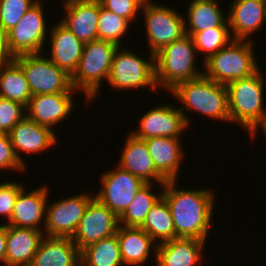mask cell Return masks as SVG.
<instances>
[{"label": "cell", "mask_w": 266, "mask_h": 266, "mask_svg": "<svg viewBox=\"0 0 266 266\" xmlns=\"http://www.w3.org/2000/svg\"><path fill=\"white\" fill-rule=\"evenodd\" d=\"M44 232L7 225L6 266H30L44 237Z\"/></svg>", "instance_id": "23"}, {"label": "cell", "mask_w": 266, "mask_h": 266, "mask_svg": "<svg viewBox=\"0 0 266 266\" xmlns=\"http://www.w3.org/2000/svg\"><path fill=\"white\" fill-rule=\"evenodd\" d=\"M189 3L187 20L186 18L184 20L186 35L192 36L194 33L221 27L228 20V16L219 7L218 0H199Z\"/></svg>", "instance_id": "27"}, {"label": "cell", "mask_w": 266, "mask_h": 266, "mask_svg": "<svg viewBox=\"0 0 266 266\" xmlns=\"http://www.w3.org/2000/svg\"><path fill=\"white\" fill-rule=\"evenodd\" d=\"M26 187L22 182L6 181L0 183V216L7 219V223L13 212L14 204L19 192Z\"/></svg>", "instance_id": "36"}, {"label": "cell", "mask_w": 266, "mask_h": 266, "mask_svg": "<svg viewBox=\"0 0 266 266\" xmlns=\"http://www.w3.org/2000/svg\"><path fill=\"white\" fill-rule=\"evenodd\" d=\"M15 57L8 47L7 32L0 26V67L13 61Z\"/></svg>", "instance_id": "39"}, {"label": "cell", "mask_w": 266, "mask_h": 266, "mask_svg": "<svg viewBox=\"0 0 266 266\" xmlns=\"http://www.w3.org/2000/svg\"><path fill=\"white\" fill-rule=\"evenodd\" d=\"M148 60L139 57L129 49L119 46L112 57L111 71L108 83L114 90H130L150 87L157 89L155 81L154 54L148 55Z\"/></svg>", "instance_id": "7"}, {"label": "cell", "mask_w": 266, "mask_h": 266, "mask_svg": "<svg viewBox=\"0 0 266 266\" xmlns=\"http://www.w3.org/2000/svg\"><path fill=\"white\" fill-rule=\"evenodd\" d=\"M98 23L97 39L113 42L118 47L121 46V39L131 25L129 20L105 9L101 3Z\"/></svg>", "instance_id": "33"}, {"label": "cell", "mask_w": 266, "mask_h": 266, "mask_svg": "<svg viewBox=\"0 0 266 266\" xmlns=\"http://www.w3.org/2000/svg\"><path fill=\"white\" fill-rule=\"evenodd\" d=\"M117 48L115 43L100 39L84 44L78 67L71 76V84L74 90L85 94L88 103L100 93L104 79L108 81Z\"/></svg>", "instance_id": "5"}, {"label": "cell", "mask_w": 266, "mask_h": 266, "mask_svg": "<svg viewBox=\"0 0 266 266\" xmlns=\"http://www.w3.org/2000/svg\"><path fill=\"white\" fill-rule=\"evenodd\" d=\"M142 5H144L145 3L151 1V0H138Z\"/></svg>", "instance_id": "41"}, {"label": "cell", "mask_w": 266, "mask_h": 266, "mask_svg": "<svg viewBox=\"0 0 266 266\" xmlns=\"http://www.w3.org/2000/svg\"><path fill=\"white\" fill-rule=\"evenodd\" d=\"M44 53L15 56L21 66L32 95L53 93H76L71 84V76L60 69Z\"/></svg>", "instance_id": "8"}, {"label": "cell", "mask_w": 266, "mask_h": 266, "mask_svg": "<svg viewBox=\"0 0 266 266\" xmlns=\"http://www.w3.org/2000/svg\"><path fill=\"white\" fill-rule=\"evenodd\" d=\"M126 138L117 165L146 183L155 181L161 185L160 187L164 186L167 180L156 170L145 140L135 137L130 132Z\"/></svg>", "instance_id": "20"}, {"label": "cell", "mask_w": 266, "mask_h": 266, "mask_svg": "<svg viewBox=\"0 0 266 266\" xmlns=\"http://www.w3.org/2000/svg\"><path fill=\"white\" fill-rule=\"evenodd\" d=\"M265 77L260 69L249 77L235 80L226 85L230 123L242 125L248 134L256 138L258 128L266 127V106L263 88Z\"/></svg>", "instance_id": "2"}, {"label": "cell", "mask_w": 266, "mask_h": 266, "mask_svg": "<svg viewBox=\"0 0 266 266\" xmlns=\"http://www.w3.org/2000/svg\"><path fill=\"white\" fill-rule=\"evenodd\" d=\"M76 93H53L32 95L26 107V116L54 131L55 125L62 123L73 110Z\"/></svg>", "instance_id": "18"}, {"label": "cell", "mask_w": 266, "mask_h": 266, "mask_svg": "<svg viewBox=\"0 0 266 266\" xmlns=\"http://www.w3.org/2000/svg\"><path fill=\"white\" fill-rule=\"evenodd\" d=\"M102 173L101 189L94 197L120 217L146 182L118 165Z\"/></svg>", "instance_id": "10"}, {"label": "cell", "mask_w": 266, "mask_h": 266, "mask_svg": "<svg viewBox=\"0 0 266 266\" xmlns=\"http://www.w3.org/2000/svg\"><path fill=\"white\" fill-rule=\"evenodd\" d=\"M99 1L105 9H108L111 12L115 13L116 15L129 20L132 24L135 18H137V14L141 13L142 4L138 0H99Z\"/></svg>", "instance_id": "37"}, {"label": "cell", "mask_w": 266, "mask_h": 266, "mask_svg": "<svg viewBox=\"0 0 266 266\" xmlns=\"http://www.w3.org/2000/svg\"><path fill=\"white\" fill-rule=\"evenodd\" d=\"M49 31L51 55L48 58L72 76L78 67L84 43L58 21Z\"/></svg>", "instance_id": "21"}, {"label": "cell", "mask_w": 266, "mask_h": 266, "mask_svg": "<svg viewBox=\"0 0 266 266\" xmlns=\"http://www.w3.org/2000/svg\"><path fill=\"white\" fill-rule=\"evenodd\" d=\"M94 198L89 193H81L47 202L44 235L72 238L81 221L88 203ZM49 203V204H48Z\"/></svg>", "instance_id": "12"}, {"label": "cell", "mask_w": 266, "mask_h": 266, "mask_svg": "<svg viewBox=\"0 0 266 266\" xmlns=\"http://www.w3.org/2000/svg\"><path fill=\"white\" fill-rule=\"evenodd\" d=\"M7 225L0 224V263L5 264Z\"/></svg>", "instance_id": "40"}, {"label": "cell", "mask_w": 266, "mask_h": 266, "mask_svg": "<svg viewBox=\"0 0 266 266\" xmlns=\"http://www.w3.org/2000/svg\"><path fill=\"white\" fill-rule=\"evenodd\" d=\"M30 266H81L80 250L71 238L45 235Z\"/></svg>", "instance_id": "26"}, {"label": "cell", "mask_w": 266, "mask_h": 266, "mask_svg": "<svg viewBox=\"0 0 266 266\" xmlns=\"http://www.w3.org/2000/svg\"><path fill=\"white\" fill-rule=\"evenodd\" d=\"M26 116V107L18 102L0 97V133L11 129Z\"/></svg>", "instance_id": "35"}, {"label": "cell", "mask_w": 266, "mask_h": 266, "mask_svg": "<svg viewBox=\"0 0 266 266\" xmlns=\"http://www.w3.org/2000/svg\"><path fill=\"white\" fill-rule=\"evenodd\" d=\"M42 2L38 0L7 32L8 47L13 56L42 53L47 38L46 19Z\"/></svg>", "instance_id": "11"}, {"label": "cell", "mask_w": 266, "mask_h": 266, "mask_svg": "<svg viewBox=\"0 0 266 266\" xmlns=\"http://www.w3.org/2000/svg\"><path fill=\"white\" fill-rule=\"evenodd\" d=\"M80 259L81 266H124L116 234L82 249Z\"/></svg>", "instance_id": "30"}, {"label": "cell", "mask_w": 266, "mask_h": 266, "mask_svg": "<svg viewBox=\"0 0 266 266\" xmlns=\"http://www.w3.org/2000/svg\"><path fill=\"white\" fill-rule=\"evenodd\" d=\"M169 93L183 103L184 107L180 106L179 110L183 113L188 127L191 122L185 111L189 110L197 111L207 118L230 122L226 85L219 84L205 75L181 82Z\"/></svg>", "instance_id": "3"}, {"label": "cell", "mask_w": 266, "mask_h": 266, "mask_svg": "<svg viewBox=\"0 0 266 266\" xmlns=\"http://www.w3.org/2000/svg\"><path fill=\"white\" fill-rule=\"evenodd\" d=\"M25 171L26 167L17 159L9 134L0 133V170Z\"/></svg>", "instance_id": "38"}, {"label": "cell", "mask_w": 266, "mask_h": 266, "mask_svg": "<svg viewBox=\"0 0 266 266\" xmlns=\"http://www.w3.org/2000/svg\"><path fill=\"white\" fill-rule=\"evenodd\" d=\"M262 130H263V133H264L263 135H265V138H266V127H263Z\"/></svg>", "instance_id": "42"}, {"label": "cell", "mask_w": 266, "mask_h": 266, "mask_svg": "<svg viewBox=\"0 0 266 266\" xmlns=\"http://www.w3.org/2000/svg\"><path fill=\"white\" fill-rule=\"evenodd\" d=\"M139 128L131 133L140 139L152 137L180 138L188 128L183 113L170 104H160L141 116Z\"/></svg>", "instance_id": "14"}, {"label": "cell", "mask_w": 266, "mask_h": 266, "mask_svg": "<svg viewBox=\"0 0 266 266\" xmlns=\"http://www.w3.org/2000/svg\"><path fill=\"white\" fill-rule=\"evenodd\" d=\"M66 17L59 21L84 44L97 39L99 0H63Z\"/></svg>", "instance_id": "16"}, {"label": "cell", "mask_w": 266, "mask_h": 266, "mask_svg": "<svg viewBox=\"0 0 266 266\" xmlns=\"http://www.w3.org/2000/svg\"><path fill=\"white\" fill-rule=\"evenodd\" d=\"M31 96L26 76L15 60L0 67V97L27 107Z\"/></svg>", "instance_id": "28"}, {"label": "cell", "mask_w": 266, "mask_h": 266, "mask_svg": "<svg viewBox=\"0 0 266 266\" xmlns=\"http://www.w3.org/2000/svg\"><path fill=\"white\" fill-rule=\"evenodd\" d=\"M227 14L233 40L251 41L252 33L262 29L266 20V0H234Z\"/></svg>", "instance_id": "19"}, {"label": "cell", "mask_w": 266, "mask_h": 266, "mask_svg": "<svg viewBox=\"0 0 266 266\" xmlns=\"http://www.w3.org/2000/svg\"><path fill=\"white\" fill-rule=\"evenodd\" d=\"M206 242L196 238L177 237L158 243L155 265L197 266L202 264L204 261L202 252Z\"/></svg>", "instance_id": "22"}, {"label": "cell", "mask_w": 266, "mask_h": 266, "mask_svg": "<svg viewBox=\"0 0 266 266\" xmlns=\"http://www.w3.org/2000/svg\"><path fill=\"white\" fill-rule=\"evenodd\" d=\"M140 228L157 241V244L175 238L173 218L163 196L152 206Z\"/></svg>", "instance_id": "29"}, {"label": "cell", "mask_w": 266, "mask_h": 266, "mask_svg": "<svg viewBox=\"0 0 266 266\" xmlns=\"http://www.w3.org/2000/svg\"><path fill=\"white\" fill-rule=\"evenodd\" d=\"M119 226V217L94 197L71 239L81 251L90 244L115 235Z\"/></svg>", "instance_id": "13"}, {"label": "cell", "mask_w": 266, "mask_h": 266, "mask_svg": "<svg viewBox=\"0 0 266 266\" xmlns=\"http://www.w3.org/2000/svg\"><path fill=\"white\" fill-rule=\"evenodd\" d=\"M197 51L191 36L182 38L164 46L154 55L155 81L157 88L168 92L177 84L196 79L204 75L195 65Z\"/></svg>", "instance_id": "4"}, {"label": "cell", "mask_w": 266, "mask_h": 266, "mask_svg": "<svg viewBox=\"0 0 266 266\" xmlns=\"http://www.w3.org/2000/svg\"><path fill=\"white\" fill-rule=\"evenodd\" d=\"M149 43V54H156L164 46L185 35V18L171 7L149 1L142 5Z\"/></svg>", "instance_id": "9"}, {"label": "cell", "mask_w": 266, "mask_h": 266, "mask_svg": "<svg viewBox=\"0 0 266 266\" xmlns=\"http://www.w3.org/2000/svg\"><path fill=\"white\" fill-rule=\"evenodd\" d=\"M17 159L26 167L23 153L41 154L58 143L57 134L25 116L9 133ZM21 153V154H20Z\"/></svg>", "instance_id": "15"}, {"label": "cell", "mask_w": 266, "mask_h": 266, "mask_svg": "<svg viewBox=\"0 0 266 266\" xmlns=\"http://www.w3.org/2000/svg\"><path fill=\"white\" fill-rule=\"evenodd\" d=\"M197 53L204 54V61L226 47L233 38L229 29L228 20L221 26L194 33L191 36Z\"/></svg>", "instance_id": "32"}, {"label": "cell", "mask_w": 266, "mask_h": 266, "mask_svg": "<svg viewBox=\"0 0 266 266\" xmlns=\"http://www.w3.org/2000/svg\"><path fill=\"white\" fill-rule=\"evenodd\" d=\"M38 0H0V26L6 31L15 27Z\"/></svg>", "instance_id": "34"}, {"label": "cell", "mask_w": 266, "mask_h": 266, "mask_svg": "<svg viewBox=\"0 0 266 266\" xmlns=\"http://www.w3.org/2000/svg\"><path fill=\"white\" fill-rule=\"evenodd\" d=\"M124 266H143L149 260L152 250L156 261L157 242L142 228L120 225L116 232Z\"/></svg>", "instance_id": "24"}, {"label": "cell", "mask_w": 266, "mask_h": 266, "mask_svg": "<svg viewBox=\"0 0 266 266\" xmlns=\"http://www.w3.org/2000/svg\"><path fill=\"white\" fill-rule=\"evenodd\" d=\"M156 170L168 181L177 180L184 159L181 139L152 137L144 139Z\"/></svg>", "instance_id": "25"}, {"label": "cell", "mask_w": 266, "mask_h": 266, "mask_svg": "<svg viewBox=\"0 0 266 266\" xmlns=\"http://www.w3.org/2000/svg\"><path fill=\"white\" fill-rule=\"evenodd\" d=\"M253 46L250 40H232L204 62V75L223 85L251 76L260 69Z\"/></svg>", "instance_id": "6"}, {"label": "cell", "mask_w": 266, "mask_h": 266, "mask_svg": "<svg viewBox=\"0 0 266 266\" xmlns=\"http://www.w3.org/2000/svg\"><path fill=\"white\" fill-rule=\"evenodd\" d=\"M176 184L177 180H168L162 187V196L173 218L175 238L207 241L216 199L213 189H177Z\"/></svg>", "instance_id": "1"}, {"label": "cell", "mask_w": 266, "mask_h": 266, "mask_svg": "<svg viewBox=\"0 0 266 266\" xmlns=\"http://www.w3.org/2000/svg\"><path fill=\"white\" fill-rule=\"evenodd\" d=\"M154 183H146L143 188L136 193L132 202L125 212L119 217V223L128 227H140L149 213L152 206L162 196V190L156 195L153 190Z\"/></svg>", "instance_id": "31"}, {"label": "cell", "mask_w": 266, "mask_h": 266, "mask_svg": "<svg viewBox=\"0 0 266 266\" xmlns=\"http://www.w3.org/2000/svg\"><path fill=\"white\" fill-rule=\"evenodd\" d=\"M26 190L27 188L24 187L19 192L10 220L5 224L44 232L49 188L47 185H41L30 192ZM41 223L44 224L42 228Z\"/></svg>", "instance_id": "17"}]
</instances>
